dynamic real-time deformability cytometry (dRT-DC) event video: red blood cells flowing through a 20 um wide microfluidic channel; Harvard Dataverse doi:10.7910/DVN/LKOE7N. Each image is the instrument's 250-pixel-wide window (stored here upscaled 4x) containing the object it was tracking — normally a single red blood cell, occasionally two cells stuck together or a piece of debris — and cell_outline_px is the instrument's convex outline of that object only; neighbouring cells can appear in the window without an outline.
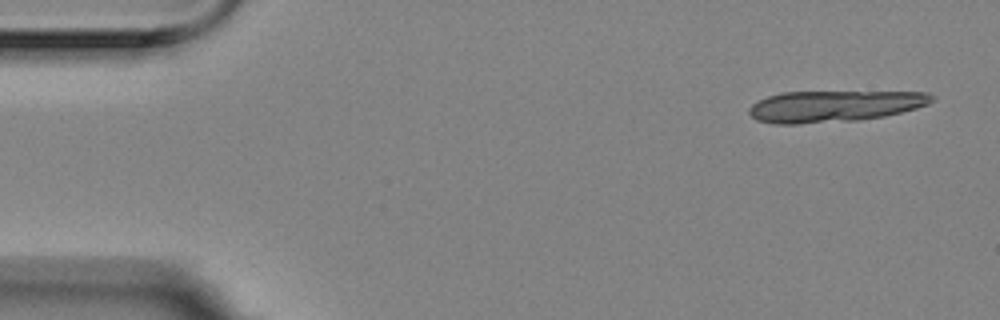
{"species": "Egyptian fruit bat (a non-hibernating species)", "species_latin": "Rousettus aegyptiacus", "temperature_condition": "room temperature", "stored_images_in_passage": 5, "camera_frame_rate_fps": 3000, "um_per_image_px": 0.085, "animal": {"sex": "female"}, "frame": {"image": 1, "passage_image": 1, "time_ms": 0.0, "image_size_px": [1000, 320], "cell_outline_px": [[936, 100], [928, 104], [916, 108], [884, 116], [860, 120], [800, 124], [776, 124], [756, 120], [748, 112], [748, 108], [752, 104], [768, 96], [784, 92], [928, 92], [936, 96]], "centroid_in_image_um": [70.93, 9.03], "position_along_channel_um": 14.1, "area_um2": 33.52}}